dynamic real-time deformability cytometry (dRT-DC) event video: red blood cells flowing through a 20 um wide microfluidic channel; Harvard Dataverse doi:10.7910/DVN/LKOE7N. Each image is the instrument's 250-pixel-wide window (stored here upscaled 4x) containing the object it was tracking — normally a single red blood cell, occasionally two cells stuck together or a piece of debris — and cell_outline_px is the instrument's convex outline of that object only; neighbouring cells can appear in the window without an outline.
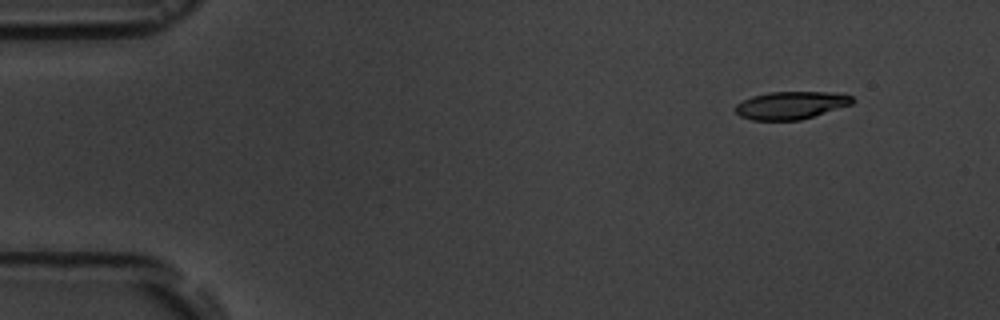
{"species": "common noctule bat (a hibernating species)", "species_latin": "Nyctalus noctula", "temperature_condition": "room temperature", "stored_images_in_passage": 5, "camera_frame_rate_fps": 3000, "um_per_image_px": 0.085, "animal": {"sex": "male", "body_mass_g": 19.5, "forearm_length_mm": 54.6}, "frame": {"image": 1, "passage_image": 2, "time_ms": 1.0, "image_size_px": [1000, 320], "cell_outline_px": [[856, 100], [852, 104], [800, 120], [752, 120], [740, 116], [736, 112], [736, 104], [752, 96], [768, 92], [844, 92], [852, 96]], "centroid_in_image_um": [67.28, 8.93], "position_along_channel_um": 17.7, "area_um2": 18.96}}
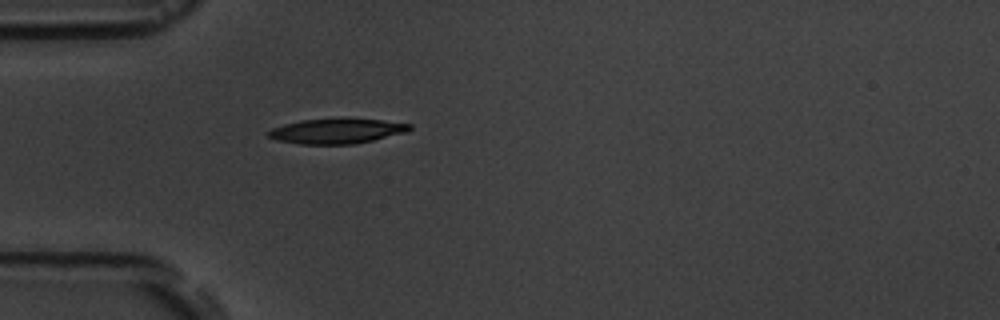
{"frame": {"image": 2, "passage_image": 5, "time_ms": 4.667, "image_size_px": [1000, 320], "cell_outline_px": [[412, 128], [408, 132], [372, 140], [352, 144], [300, 144], [276, 140], [268, 136], [268, 132], [272, 128], [284, 124], [300, 120], [384, 120], [412, 124]], "centroid_in_image_um": [28.63, 11.16], "position_along_channel_um": 56.4, "area_um2": 20.06}}